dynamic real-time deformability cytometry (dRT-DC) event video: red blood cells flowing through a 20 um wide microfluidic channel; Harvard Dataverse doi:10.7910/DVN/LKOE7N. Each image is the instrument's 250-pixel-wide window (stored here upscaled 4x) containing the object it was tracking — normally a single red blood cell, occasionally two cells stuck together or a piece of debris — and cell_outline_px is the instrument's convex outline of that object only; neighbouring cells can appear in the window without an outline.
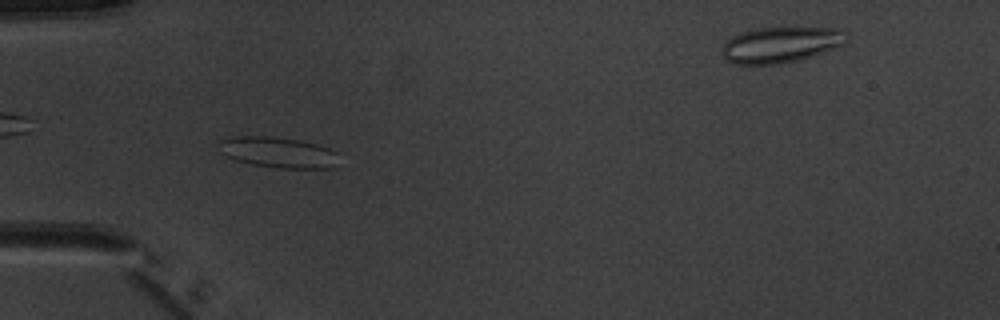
{"species": "common noctule bat (a hibernating species)", "species_latin": "Nyctalus noctula", "temperature_condition": "warm", "stored_images_in_passage": 8, "camera_frame_rate_fps": 3000, "um_per_image_px": 0.085, "animal": {"sex": "male", "body_mass_g": 20.1, "forearm_length_mm": 53.5}, "frame": {"image": 1, "passage_image": 6, "time_ms": 6.0, "image_size_px": [1000, 320], "cell_outline_px": [[336, 168], [280, 168], [252, 164], [236, 160], [224, 156], [220, 152], [216, 144], [220, 140], [236, 136], [272, 136], [300, 140], [316, 144], [328, 148], [336, 152]], "centroid_in_image_um": [23.59, 12.94], "position_along_channel_um": 61.4, "area_um2": 21.62}}
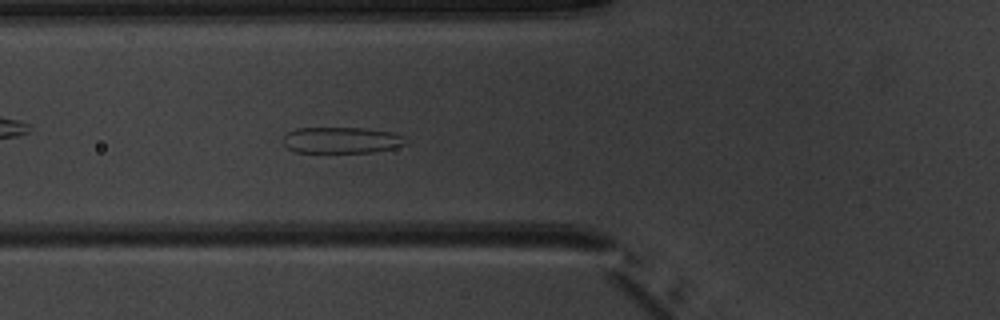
{"frame": {"image": 2, "passage_image": 7, "time_ms": 7.0, "image_size_px": [1000, 320], "cell_outline_px": [[408, 144], [396, 148], [372, 152], [296, 152], [288, 148], [284, 144], [284, 136], [288, 132], [296, 128], [368, 128], [392, 132], [404, 136]], "centroid_in_image_um": [29.09, 11.91], "position_along_channel_um": 96.7, "area_um2": 18.84}}